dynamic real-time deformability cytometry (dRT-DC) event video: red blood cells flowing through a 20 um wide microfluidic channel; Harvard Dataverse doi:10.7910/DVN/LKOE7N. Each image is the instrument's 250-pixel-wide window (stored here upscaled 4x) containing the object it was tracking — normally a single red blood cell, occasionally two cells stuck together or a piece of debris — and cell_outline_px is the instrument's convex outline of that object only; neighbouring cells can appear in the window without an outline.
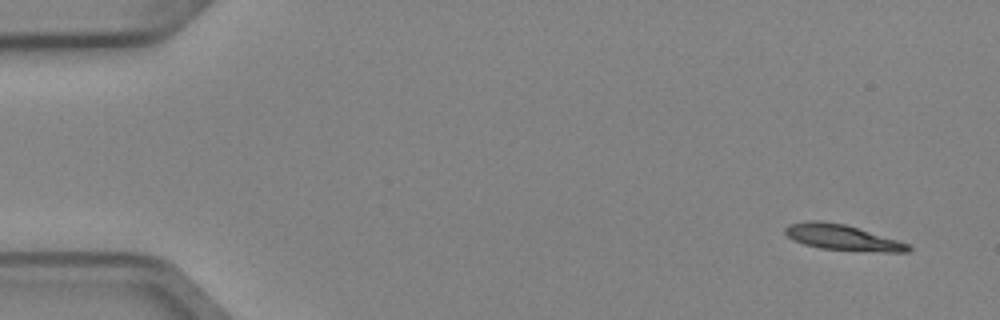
{"species": "Egyptian fruit bat (a non-hibernating species)", "species_latin": "Rousettus aegyptiacus", "temperature_condition": "cold", "stored_images_in_passage": 6, "camera_frame_rate_fps": 3000, "um_per_image_px": 0.085, "animal": {"sex": "female"}, "frame": {"image": 1, "passage_image": 1, "time_ms": 0.0, "image_size_px": [1000, 320], "cell_outline_px": [[912, 248], [908, 252], [884, 252], [820, 248], [804, 244], [792, 240], [784, 232], [784, 228], [788, 224], [808, 220], [824, 220], [844, 224], [896, 240], [908, 244]], "centroid_in_image_um": [71.53, 20.17], "position_along_channel_um": 13.5, "area_um2": 18.21}}
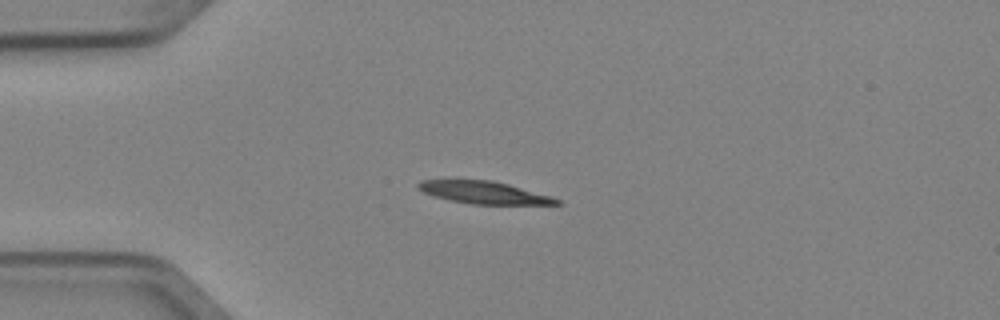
{"frame": {"image": 2, "passage_image": 4, "time_ms": 1.0, "image_size_px": [1000, 320], "cell_outline_px": [[560, 204], [472, 204], [452, 200], [436, 196], [424, 192], [416, 188], [416, 184], [420, 180], [492, 180], [508, 184], [552, 196], [560, 200]], "centroid_in_image_um": [41.13, 16.35], "position_along_channel_um": 43.9, "area_um2": 17.8}}
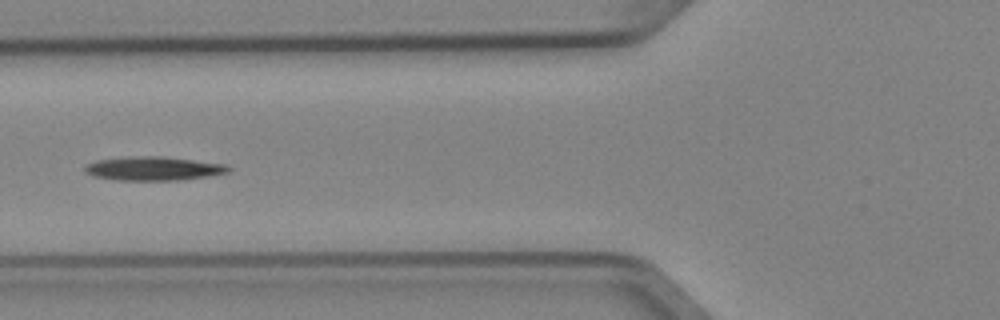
{"frame": {"image": 3, "passage_image": 6, "time_ms": 1.667, "image_size_px": [1000, 320], "cell_outline_px": [[232, 168], [228, 172], [204, 176], [176, 180], [116, 180], [92, 176], [84, 172], [84, 164], [96, 160], [140, 156], [160, 156], [224, 164]], "centroid_in_image_um": [12.95, 14.32], "position_along_channel_um": 112.8, "area_um2": 19.65}}